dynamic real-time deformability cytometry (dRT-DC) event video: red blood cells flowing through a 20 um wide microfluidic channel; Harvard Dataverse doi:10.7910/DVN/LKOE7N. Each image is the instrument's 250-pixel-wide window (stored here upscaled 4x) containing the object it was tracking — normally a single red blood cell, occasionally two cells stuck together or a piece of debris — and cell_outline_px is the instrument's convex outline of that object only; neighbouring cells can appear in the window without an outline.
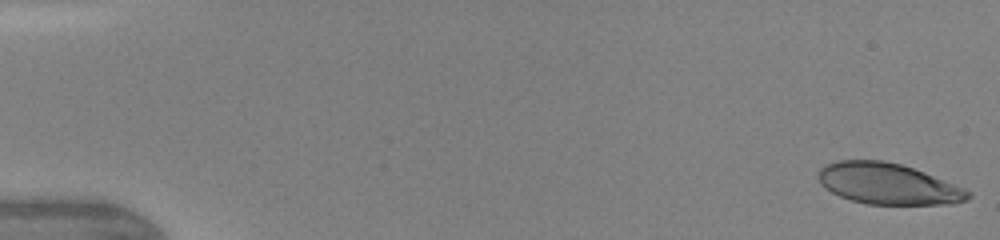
{"species": "human", "species_latin": "Homo sapiens", "temperature_condition": "warm", "stored_images_in_passage": 25, "camera_frame_rate_fps": 3000, "um_per_image_px": 0.085, "donor": {"sex": "female"}, "frame": {"image": 1, "passage_image": 1, "time_ms": 0.0, "image_size_px": [1000, 240], "cell_outline_px": [[972, 196], [968, 200], [952, 204], [868, 204], [852, 200], [840, 196], [824, 188], [820, 184], [816, 176], [820, 168], [824, 164], [836, 160], [884, 160], [900, 164], [924, 172], [964, 188], [972, 192]], "centroid_in_image_um": [75.45, 15.62], "position_along_channel_um": 9.5, "area_um2": 36.01}}
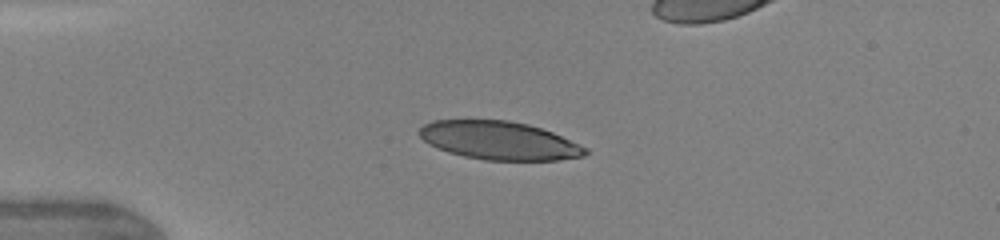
{"frame": {"image": 2, "passage_image": 10, "time_ms": 3.667, "image_size_px": [1000, 240], "cell_outline_px": [[588, 152], [584, 156], [560, 160], [484, 160], [464, 156], [448, 152], [424, 140], [416, 132], [424, 124], [432, 120], [508, 120], [528, 124], [552, 132], [588, 148]], "centroid_in_image_um": [42.44, 11.94], "position_along_channel_um": 42.6, "area_um2": 36.93}}